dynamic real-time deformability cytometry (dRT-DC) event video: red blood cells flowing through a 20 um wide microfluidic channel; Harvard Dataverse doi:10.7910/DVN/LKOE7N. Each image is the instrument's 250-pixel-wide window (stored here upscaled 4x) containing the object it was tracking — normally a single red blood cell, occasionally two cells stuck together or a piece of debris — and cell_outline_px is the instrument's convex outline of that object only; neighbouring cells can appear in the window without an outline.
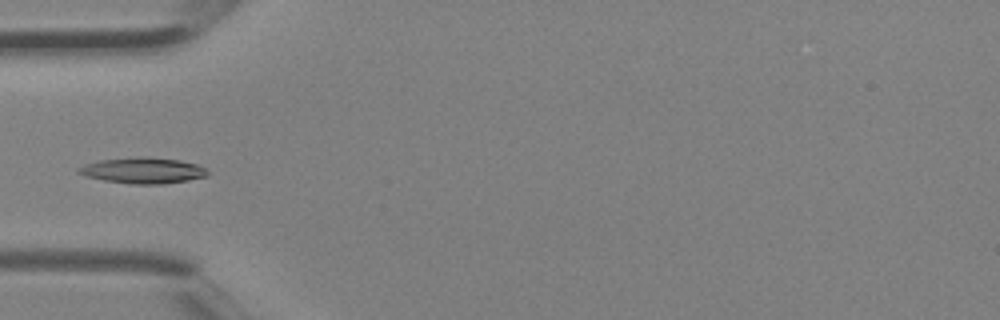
{"species": "Egyptian fruit bat (a non-hibernating species)", "species_latin": "Rousettus aegyptiacus", "temperature_condition": "room temperature", "stored_images_in_passage": 3, "camera_frame_rate_fps": 3000, "um_per_image_px": 0.085, "animal": {"sex": "female"}, "frame": {"image": 1, "passage_image": 3, "time_ms": 0.667, "image_size_px": [1000, 320], "cell_outline_px": [[208, 176], [188, 180], [164, 184], [132, 184], [104, 180], [88, 176], [76, 172], [76, 168], [84, 164], [100, 160], [140, 156], [148, 156], [180, 160], [196, 164], [204, 168], [208, 172]], "centroid_in_image_um": [12.14, 14.48], "position_along_channel_um": 72.9, "area_um2": 19.54}}